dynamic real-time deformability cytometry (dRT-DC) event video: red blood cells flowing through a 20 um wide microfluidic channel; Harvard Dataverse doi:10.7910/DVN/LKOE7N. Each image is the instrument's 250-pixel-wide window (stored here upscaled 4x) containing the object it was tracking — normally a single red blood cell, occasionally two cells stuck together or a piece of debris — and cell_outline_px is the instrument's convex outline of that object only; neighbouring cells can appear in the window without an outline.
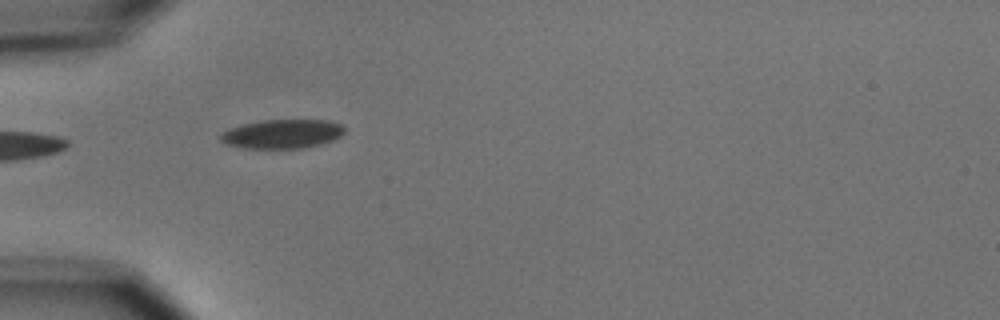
{"species": "common noctule bat (a hibernating species)", "species_latin": "Nyctalus noctula", "temperature_condition": "cold", "stored_images_in_passage": 8, "camera_frame_rate_fps": 3000, "um_per_image_px": 0.085, "animal": {"sex": "male", "body_mass_g": 15.6}, "frame": {"image": 1, "passage_image": 5, "time_ms": 5.333, "image_size_px": [1000, 320], "cell_outline_px": [[344, 132], [340, 136], [332, 140], [320, 144], [304, 148], [240, 148], [228, 144], [220, 140], [220, 136], [228, 128], [260, 120], [328, 120], [340, 124], [344, 128]], "centroid_in_image_um": [23.98, 11.38], "position_along_channel_um": 61.0, "area_um2": 20.87}}
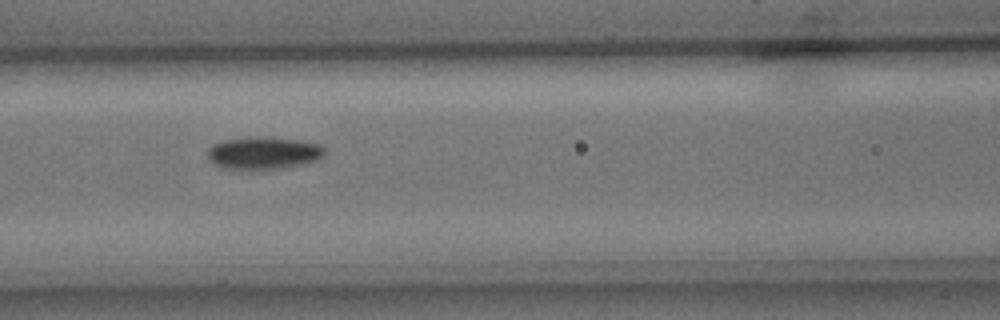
{"frame": {"image": 2, "passage_image": 7, "time_ms": 7.667, "image_size_px": [1000, 320], "cell_outline_px": [[324, 152], [316, 160], [300, 164], [280, 168], [220, 168], [212, 164], [208, 160], [208, 148], [212, 144], [224, 140], [248, 136], [264, 136], [296, 140], [320, 144], [324, 148]], "centroid_in_image_um": [22.31, 12.98], "position_along_channel_um": 144.3, "area_um2": 21.91}}
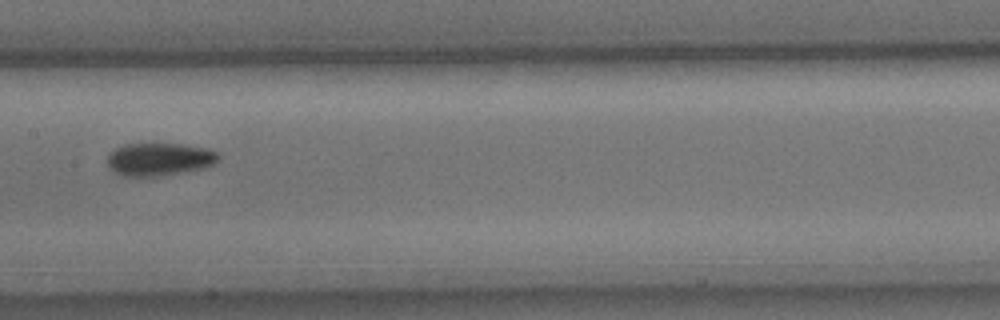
{"frame": {"image": 3, "passage_image": 8, "time_ms": 9.0, "image_size_px": [1000, 320], "cell_outline_px": [[220, 160], [216, 164], [204, 168], [156, 176], [124, 176], [116, 172], [108, 164], [108, 156], [116, 148], [124, 144], [184, 144], [208, 148], [220, 152]], "centroid_in_image_um": [13.64, 13.52], "position_along_channel_um": 193.8, "area_um2": 21.21}}